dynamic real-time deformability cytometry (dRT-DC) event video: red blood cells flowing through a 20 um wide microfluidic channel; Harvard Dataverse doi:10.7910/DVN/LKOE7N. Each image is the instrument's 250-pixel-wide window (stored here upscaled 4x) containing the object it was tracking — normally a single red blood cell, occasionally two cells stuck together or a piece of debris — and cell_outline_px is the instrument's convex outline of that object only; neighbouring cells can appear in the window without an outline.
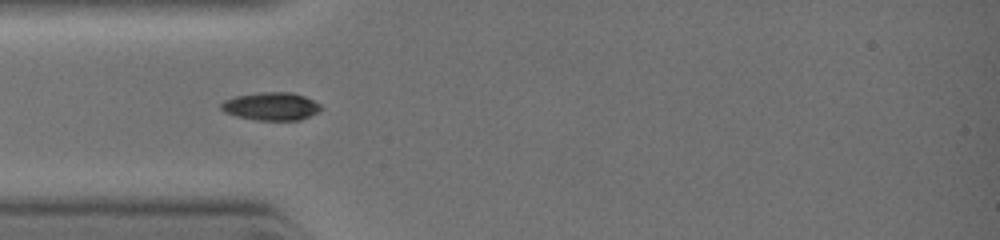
{"species": "common noctule bat (a hibernating species)", "species_latin": "Nyctalus noctula", "temperature_condition": "warm", "stored_images_in_passage": 38, "camera_frame_rate_fps": 3000, "um_per_image_px": 0.085, "animal": {"sex": "female", "body_mass_g": 19.0, "forearm_length_mm": 51.5}, "frame": {"image": 1, "passage_image": 14, "time_ms": 2.667, "image_size_px": [1000, 240], "cell_outline_px": [[320, 108], [316, 112], [300, 120], [260, 120], [236, 116], [224, 112], [220, 108], [220, 104], [224, 100], [236, 96], [260, 92], [292, 92], [304, 96], [320, 104]], "centroid_in_image_um": [23.0, 9.03], "position_along_channel_um": 62.0, "area_um2": 16.07}}
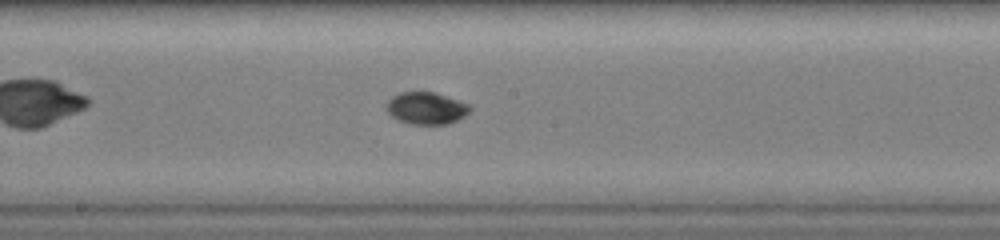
{"frame": {"image": 2, "passage_image": 26, "time_ms": 5.333, "image_size_px": [1000, 240], "cell_outline_px": [[472, 108], [464, 116], [448, 124], [412, 124], [400, 120], [392, 116], [384, 108], [384, 104], [392, 96], [400, 92], [436, 92], [468, 104]], "centroid_in_image_um": [36.2, 9.18], "position_along_channel_um": 212.0, "area_um2": 15.61}}
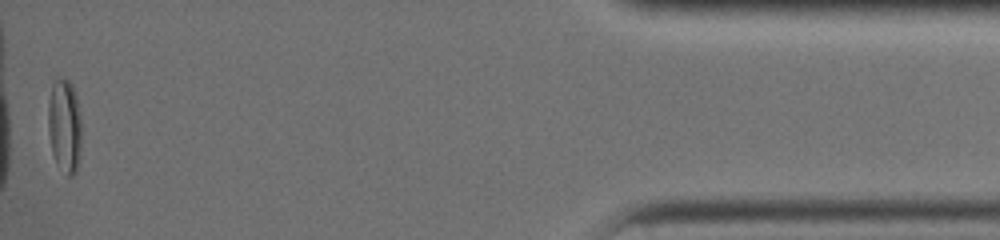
{"frame": {"image": 3, "passage_image": 38, "time_ms": 10.667, "image_size_px": [1000, 240], "cell_outline_px": [[80, 156], [76, 172], [72, 176], [68, 176], [56, 164], [52, 152], [48, 132], [48, 100], [52, 84], [56, 76], [60, 76], [68, 80], [72, 84], [76, 96], [80, 112]], "centroid_in_image_um": [5.47, 10.66], "position_along_channel_um": 429.7, "area_um2": 18.61}}